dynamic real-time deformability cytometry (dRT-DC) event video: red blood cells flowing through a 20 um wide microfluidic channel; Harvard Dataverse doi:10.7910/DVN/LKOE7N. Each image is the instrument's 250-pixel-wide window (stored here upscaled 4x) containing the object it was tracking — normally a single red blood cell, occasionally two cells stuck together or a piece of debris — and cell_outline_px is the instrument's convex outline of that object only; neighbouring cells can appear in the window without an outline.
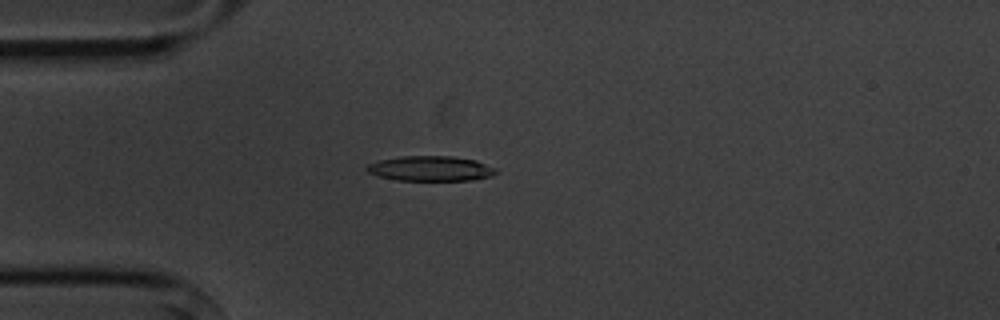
{"species": "common noctule bat (a hibernating species)", "species_latin": "Nyctalus noctula", "temperature_condition": "cold", "stored_images_in_passage": 6, "camera_frame_rate_fps": 3000, "um_per_image_px": 0.085, "animal": {"sex": "male", "body_mass_g": 20.1, "forearm_length_mm": 53.5}, "frame": {"image": 1, "passage_image": 5, "time_ms": 5.667, "image_size_px": [1000, 320], "cell_outline_px": [[496, 172], [492, 176], [472, 180], [396, 180], [376, 176], [368, 172], [364, 168], [368, 164], [380, 160], [404, 156], [452, 156], [476, 160], [496, 168]], "centroid_in_image_um": [36.59, 14.33], "position_along_channel_um": 48.4, "area_um2": 18.84}}